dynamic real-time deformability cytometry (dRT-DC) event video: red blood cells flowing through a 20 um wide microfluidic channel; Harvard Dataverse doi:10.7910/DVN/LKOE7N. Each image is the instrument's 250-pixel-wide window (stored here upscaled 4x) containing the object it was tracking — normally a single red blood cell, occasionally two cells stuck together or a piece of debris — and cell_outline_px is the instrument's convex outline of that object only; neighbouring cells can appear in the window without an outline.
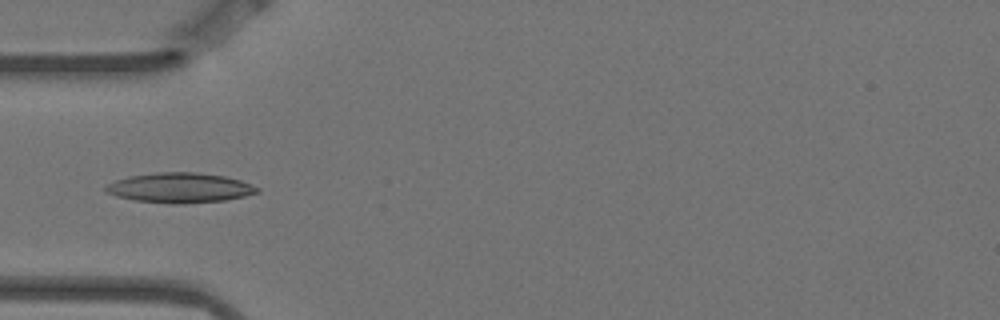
{"species": "Egyptian fruit bat (a non-hibernating species)", "species_latin": "Rousettus aegyptiacus", "temperature_condition": "warm", "stored_images_in_passage": 5, "camera_frame_rate_fps": 3000, "um_per_image_px": 0.085, "animal": {"sex": "female"}, "frame": {"image": 1, "passage_image": 4, "time_ms": 1.0, "image_size_px": [1000, 320], "cell_outline_px": [[260, 192], [244, 196], [224, 200], [184, 204], [168, 204], [136, 200], [116, 196], [104, 192], [104, 184], [128, 176], [156, 172], [196, 172], [224, 176], [240, 180], [252, 184], [260, 188]], "centroid_in_image_um": [15.26, 15.96], "position_along_channel_um": 69.7, "area_um2": 26.7}}
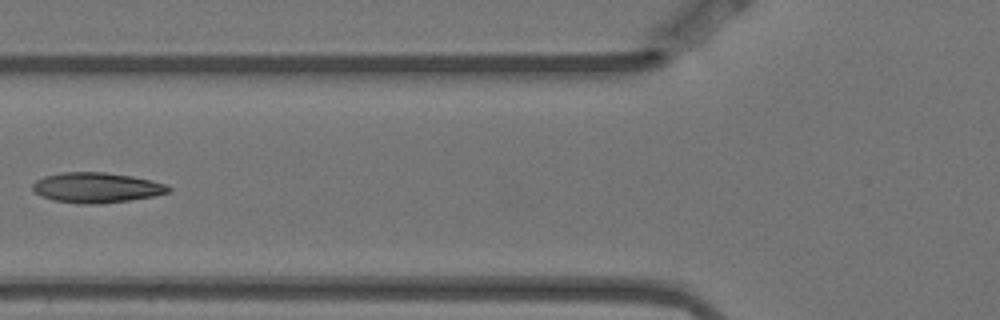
{"frame": {"image": 2, "passage_image": 5, "time_ms": 1.333, "image_size_px": [1000, 320], "cell_outline_px": [[172, 188], [168, 192], [156, 196], [100, 204], [84, 204], [52, 200], [40, 196], [32, 192], [32, 184], [36, 180], [44, 176], [60, 172], [104, 172], [132, 176], [152, 180], [168, 184]], "centroid_in_image_um": [8.19, 15.94], "position_along_channel_um": 117.6, "area_um2": 24.22}}